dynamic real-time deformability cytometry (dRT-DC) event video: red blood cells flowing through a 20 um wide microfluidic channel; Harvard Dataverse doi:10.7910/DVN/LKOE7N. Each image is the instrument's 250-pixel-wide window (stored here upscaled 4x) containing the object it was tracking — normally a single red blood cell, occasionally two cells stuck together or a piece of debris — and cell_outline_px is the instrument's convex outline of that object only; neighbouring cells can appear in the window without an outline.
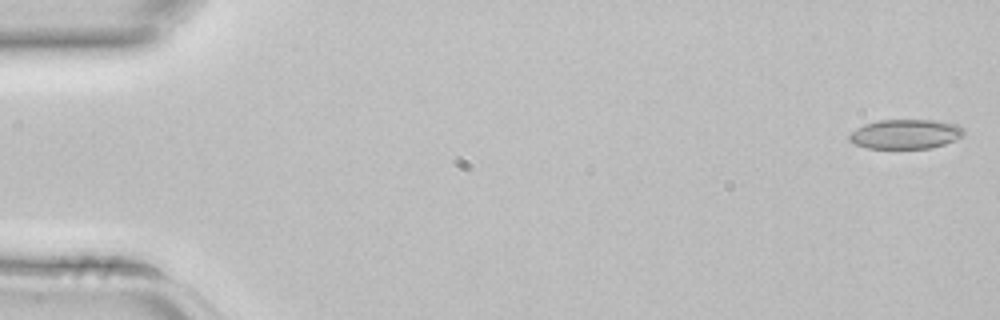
{"species": "common noctule bat (a hibernating species)", "species_latin": "Nyctalus noctula", "temperature_condition": "room temperature", "stored_images_in_passage": 3, "camera_frame_rate_fps": 3000, "um_per_image_px": 0.085, "animal": {"sex": "female", "body_mass_g": 22.7, "forearm_length_mm": 54.2}, "frame": {"image": 1, "passage_image": 1, "time_ms": 0.0, "image_size_px": [1000, 320], "cell_outline_px": [[964, 136], [944, 144], [932, 148], [868, 148], [852, 144], [848, 140], [848, 136], [856, 128], [864, 124], [880, 120], [936, 120], [956, 124], [964, 128]], "centroid_in_image_um": [76.96, 11.4], "position_along_channel_um": 8.0, "area_um2": 19.83}}